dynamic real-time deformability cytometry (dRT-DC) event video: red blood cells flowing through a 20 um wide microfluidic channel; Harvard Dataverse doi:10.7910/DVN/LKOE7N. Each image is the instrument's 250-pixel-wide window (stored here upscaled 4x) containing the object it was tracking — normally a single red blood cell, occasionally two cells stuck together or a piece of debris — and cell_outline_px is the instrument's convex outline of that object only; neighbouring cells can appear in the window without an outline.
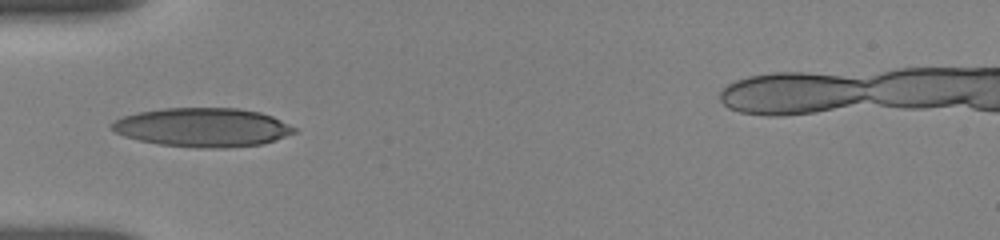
{"species": "human", "species_latin": "Homo sapiens", "temperature_condition": "room temperature", "stored_images_in_passage": 5, "camera_frame_rate_fps": 3000, "um_per_image_px": 0.085, "donor": {"sex": "female"}, "frame": {"image": 1, "passage_image": 1, "time_ms": 0.0, "image_size_px": [1000, 240], "cell_outline_px": [[296, 132], [276, 140], [260, 144], [224, 148], [196, 148], [160, 144], [140, 140], [124, 136], [108, 128], [108, 124], [124, 116], [140, 112], [164, 108], [240, 108], [260, 112], [272, 116], [296, 128]], "centroid_in_image_um": [17.22, 10.82], "position_along_channel_um": 67.8, "area_um2": 41.33}}
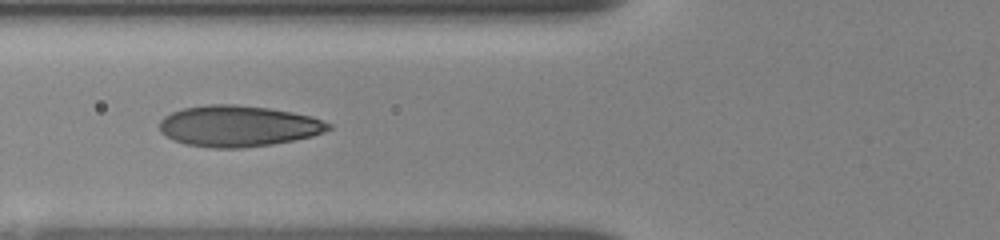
{"frame": {"image": 2, "passage_image": 2, "time_ms": 1.0, "image_size_px": [1000, 240], "cell_outline_px": [[332, 128], [324, 132], [312, 136], [272, 144], [240, 148], [212, 148], [184, 144], [172, 140], [164, 136], [160, 132], [160, 120], [164, 116], [172, 112], [184, 108], [208, 104], [236, 104], [268, 108], [292, 112], [312, 116], [332, 124]], "centroid_in_image_um": [20.23, 10.72], "position_along_channel_um": 105.6, "area_um2": 40.63}}